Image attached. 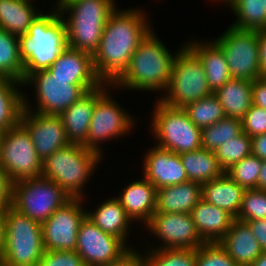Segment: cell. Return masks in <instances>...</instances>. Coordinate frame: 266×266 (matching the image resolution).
Listing matches in <instances>:
<instances>
[{
	"instance_id": "obj_1",
	"label": "cell",
	"mask_w": 266,
	"mask_h": 266,
	"mask_svg": "<svg viewBox=\"0 0 266 266\" xmlns=\"http://www.w3.org/2000/svg\"><path fill=\"white\" fill-rule=\"evenodd\" d=\"M145 14L117 8L110 14L93 54L95 72L103 83L112 85L124 73L140 41L151 30Z\"/></svg>"
},
{
	"instance_id": "obj_2",
	"label": "cell",
	"mask_w": 266,
	"mask_h": 266,
	"mask_svg": "<svg viewBox=\"0 0 266 266\" xmlns=\"http://www.w3.org/2000/svg\"><path fill=\"white\" fill-rule=\"evenodd\" d=\"M175 56L176 53L172 54L150 30L140 41L127 69L112 85L114 88L121 86L132 91L139 89L154 92L162 89L166 92Z\"/></svg>"
},
{
	"instance_id": "obj_3",
	"label": "cell",
	"mask_w": 266,
	"mask_h": 266,
	"mask_svg": "<svg viewBox=\"0 0 266 266\" xmlns=\"http://www.w3.org/2000/svg\"><path fill=\"white\" fill-rule=\"evenodd\" d=\"M63 17L58 9L52 14L40 13L19 37L20 57L24 63V79L38 70L48 69L68 46Z\"/></svg>"
},
{
	"instance_id": "obj_4",
	"label": "cell",
	"mask_w": 266,
	"mask_h": 266,
	"mask_svg": "<svg viewBox=\"0 0 266 266\" xmlns=\"http://www.w3.org/2000/svg\"><path fill=\"white\" fill-rule=\"evenodd\" d=\"M116 9L114 0H76L59 10L67 33V44L76 50L94 54L110 14ZM70 12V13H69Z\"/></svg>"
},
{
	"instance_id": "obj_5",
	"label": "cell",
	"mask_w": 266,
	"mask_h": 266,
	"mask_svg": "<svg viewBox=\"0 0 266 266\" xmlns=\"http://www.w3.org/2000/svg\"><path fill=\"white\" fill-rule=\"evenodd\" d=\"M101 157L83 145L70 143L43 161L42 176L54 181L71 198H84L83 186Z\"/></svg>"
},
{
	"instance_id": "obj_6",
	"label": "cell",
	"mask_w": 266,
	"mask_h": 266,
	"mask_svg": "<svg viewBox=\"0 0 266 266\" xmlns=\"http://www.w3.org/2000/svg\"><path fill=\"white\" fill-rule=\"evenodd\" d=\"M45 252L42 225L12 206L5 214L4 266H37Z\"/></svg>"
},
{
	"instance_id": "obj_7",
	"label": "cell",
	"mask_w": 266,
	"mask_h": 266,
	"mask_svg": "<svg viewBox=\"0 0 266 266\" xmlns=\"http://www.w3.org/2000/svg\"><path fill=\"white\" fill-rule=\"evenodd\" d=\"M22 84L30 86L33 84L36 87L37 104L35 106H38L37 110L33 112L59 115L88 91L94 90L104 83L101 79L52 78L46 69L29 74Z\"/></svg>"
},
{
	"instance_id": "obj_8",
	"label": "cell",
	"mask_w": 266,
	"mask_h": 266,
	"mask_svg": "<svg viewBox=\"0 0 266 266\" xmlns=\"http://www.w3.org/2000/svg\"><path fill=\"white\" fill-rule=\"evenodd\" d=\"M166 91L160 101L175 108H184L213 93L202 61L187 45L176 52Z\"/></svg>"
},
{
	"instance_id": "obj_9",
	"label": "cell",
	"mask_w": 266,
	"mask_h": 266,
	"mask_svg": "<svg viewBox=\"0 0 266 266\" xmlns=\"http://www.w3.org/2000/svg\"><path fill=\"white\" fill-rule=\"evenodd\" d=\"M152 118L151 129L159 147L179 155L202 147L201 129L189 119L183 108L158 100Z\"/></svg>"
},
{
	"instance_id": "obj_10",
	"label": "cell",
	"mask_w": 266,
	"mask_h": 266,
	"mask_svg": "<svg viewBox=\"0 0 266 266\" xmlns=\"http://www.w3.org/2000/svg\"><path fill=\"white\" fill-rule=\"evenodd\" d=\"M70 199L54 181L39 176L13 183L11 206L42 224Z\"/></svg>"
},
{
	"instance_id": "obj_11",
	"label": "cell",
	"mask_w": 266,
	"mask_h": 266,
	"mask_svg": "<svg viewBox=\"0 0 266 266\" xmlns=\"http://www.w3.org/2000/svg\"><path fill=\"white\" fill-rule=\"evenodd\" d=\"M42 163L21 123L0 133V167L13 183L42 176Z\"/></svg>"
},
{
	"instance_id": "obj_12",
	"label": "cell",
	"mask_w": 266,
	"mask_h": 266,
	"mask_svg": "<svg viewBox=\"0 0 266 266\" xmlns=\"http://www.w3.org/2000/svg\"><path fill=\"white\" fill-rule=\"evenodd\" d=\"M115 235L103 232L87 216L77 233L76 252L85 266H116L136 250Z\"/></svg>"
},
{
	"instance_id": "obj_13",
	"label": "cell",
	"mask_w": 266,
	"mask_h": 266,
	"mask_svg": "<svg viewBox=\"0 0 266 266\" xmlns=\"http://www.w3.org/2000/svg\"><path fill=\"white\" fill-rule=\"evenodd\" d=\"M214 42L225 55L231 78L252 82L261 79L258 31L240 30L230 26Z\"/></svg>"
},
{
	"instance_id": "obj_14",
	"label": "cell",
	"mask_w": 266,
	"mask_h": 266,
	"mask_svg": "<svg viewBox=\"0 0 266 266\" xmlns=\"http://www.w3.org/2000/svg\"><path fill=\"white\" fill-rule=\"evenodd\" d=\"M108 93L106 89L95 101L87 141L83 144L86 149L101 156L99 143L113 137L115 139L124 136L134 126V119L130 117L131 115L125 112L124 108H120V105L115 99H111Z\"/></svg>"
},
{
	"instance_id": "obj_15",
	"label": "cell",
	"mask_w": 266,
	"mask_h": 266,
	"mask_svg": "<svg viewBox=\"0 0 266 266\" xmlns=\"http://www.w3.org/2000/svg\"><path fill=\"white\" fill-rule=\"evenodd\" d=\"M83 198H71L58 208L42 225L43 246L48 251H75L77 233L87 216Z\"/></svg>"
},
{
	"instance_id": "obj_16",
	"label": "cell",
	"mask_w": 266,
	"mask_h": 266,
	"mask_svg": "<svg viewBox=\"0 0 266 266\" xmlns=\"http://www.w3.org/2000/svg\"><path fill=\"white\" fill-rule=\"evenodd\" d=\"M151 234L163 241L155 249H198L205 242L199 236L191 213H154L146 224Z\"/></svg>"
},
{
	"instance_id": "obj_17",
	"label": "cell",
	"mask_w": 266,
	"mask_h": 266,
	"mask_svg": "<svg viewBox=\"0 0 266 266\" xmlns=\"http://www.w3.org/2000/svg\"><path fill=\"white\" fill-rule=\"evenodd\" d=\"M27 98L24 96V110L20 123L30 134L34 148L42 162L58 149L64 148L70 142L59 115L31 113Z\"/></svg>"
},
{
	"instance_id": "obj_18",
	"label": "cell",
	"mask_w": 266,
	"mask_h": 266,
	"mask_svg": "<svg viewBox=\"0 0 266 266\" xmlns=\"http://www.w3.org/2000/svg\"><path fill=\"white\" fill-rule=\"evenodd\" d=\"M144 177L156 189L177 185L188 180L180 155L156 145L144 156Z\"/></svg>"
},
{
	"instance_id": "obj_19",
	"label": "cell",
	"mask_w": 266,
	"mask_h": 266,
	"mask_svg": "<svg viewBox=\"0 0 266 266\" xmlns=\"http://www.w3.org/2000/svg\"><path fill=\"white\" fill-rule=\"evenodd\" d=\"M108 85L112 86L104 83L102 86L88 91L78 101L59 114L70 143L83 145L87 141L95 101L105 89H108Z\"/></svg>"
},
{
	"instance_id": "obj_20",
	"label": "cell",
	"mask_w": 266,
	"mask_h": 266,
	"mask_svg": "<svg viewBox=\"0 0 266 266\" xmlns=\"http://www.w3.org/2000/svg\"><path fill=\"white\" fill-rule=\"evenodd\" d=\"M116 197L127 216L132 220H141L145 225L151 219L156 210L157 189L145 177L130 183Z\"/></svg>"
},
{
	"instance_id": "obj_21",
	"label": "cell",
	"mask_w": 266,
	"mask_h": 266,
	"mask_svg": "<svg viewBox=\"0 0 266 266\" xmlns=\"http://www.w3.org/2000/svg\"><path fill=\"white\" fill-rule=\"evenodd\" d=\"M195 228L205 243H217L230 229L235 217L201 199L191 210Z\"/></svg>"
},
{
	"instance_id": "obj_22",
	"label": "cell",
	"mask_w": 266,
	"mask_h": 266,
	"mask_svg": "<svg viewBox=\"0 0 266 266\" xmlns=\"http://www.w3.org/2000/svg\"><path fill=\"white\" fill-rule=\"evenodd\" d=\"M218 243L239 266H250L263 252L248 224L238 219Z\"/></svg>"
},
{
	"instance_id": "obj_23",
	"label": "cell",
	"mask_w": 266,
	"mask_h": 266,
	"mask_svg": "<svg viewBox=\"0 0 266 266\" xmlns=\"http://www.w3.org/2000/svg\"><path fill=\"white\" fill-rule=\"evenodd\" d=\"M201 184L186 181L157 190L155 213H191L202 199Z\"/></svg>"
},
{
	"instance_id": "obj_24",
	"label": "cell",
	"mask_w": 266,
	"mask_h": 266,
	"mask_svg": "<svg viewBox=\"0 0 266 266\" xmlns=\"http://www.w3.org/2000/svg\"><path fill=\"white\" fill-rule=\"evenodd\" d=\"M244 191L243 187L225 173L221 177L202 184L201 198L236 218L241 208Z\"/></svg>"
},
{
	"instance_id": "obj_25",
	"label": "cell",
	"mask_w": 266,
	"mask_h": 266,
	"mask_svg": "<svg viewBox=\"0 0 266 266\" xmlns=\"http://www.w3.org/2000/svg\"><path fill=\"white\" fill-rule=\"evenodd\" d=\"M47 70L52 78L100 79L95 72L93 55L68 46Z\"/></svg>"
},
{
	"instance_id": "obj_26",
	"label": "cell",
	"mask_w": 266,
	"mask_h": 266,
	"mask_svg": "<svg viewBox=\"0 0 266 266\" xmlns=\"http://www.w3.org/2000/svg\"><path fill=\"white\" fill-rule=\"evenodd\" d=\"M187 43L186 45L202 61L210 90L214 93L231 79L229 67L221 48L214 42Z\"/></svg>"
},
{
	"instance_id": "obj_27",
	"label": "cell",
	"mask_w": 266,
	"mask_h": 266,
	"mask_svg": "<svg viewBox=\"0 0 266 266\" xmlns=\"http://www.w3.org/2000/svg\"><path fill=\"white\" fill-rule=\"evenodd\" d=\"M252 81L231 78L213 94L225 116L241 120L252 105Z\"/></svg>"
},
{
	"instance_id": "obj_28",
	"label": "cell",
	"mask_w": 266,
	"mask_h": 266,
	"mask_svg": "<svg viewBox=\"0 0 266 266\" xmlns=\"http://www.w3.org/2000/svg\"><path fill=\"white\" fill-rule=\"evenodd\" d=\"M87 217L103 232L126 241V237L129 235V224L130 221L132 223V220L127 216L125 209L116 197L103 202L94 212L87 211Z\"/></svg>"
},
{
	"instance_id": "obj_29",
	"label": "cell",
	"mask_w": 266,
	"mask_h": 266,
	"mask_svg": "<svg viewBox=\"0 0 266 266\" xmlns=\"http://www.w3.org/2000/svg\"><path fill=\"white\" fill-rule=\"evenodd\" d=\"M180 159L188 180L198 182L201 185L226 173L214 152L202 147L192 152L180 154Z\"/></svg>"
},
{
	"instance_id": "obj_30",
	"label": "cell",
	"mask_w": 266,
	"mask_h": 266,
	"mask_svg": "<svg viewBox=\"0 0 266 266\" xmlns=\"http://www.w3.org/2000/svg\"><path fill=\"white\" fill-rule=\"evenodd\" d=\"M40 13L30 0H0V28L20 37Z\"/></svg>"
},
{
	"instance_id": "obj_31",
	"label": "cell",
	"mask_w": 266,
	"mask_h": 266,
	"mask_svg": "<svg viewBox=\"0 0 266 266\" xmlns=\"http://www.w3.org/2000/svg\"><path fill=\"white\" fill-rule=\"evenodd\" d=\"M18 83L23 86L16 80L0 78V133L20 123L24 110V95L15 88L19 86Z\"/></svg>"
},
{
	"instance_id": "obj_32",
	"label": "cell",
	"mask_w": 266,
	"mask_h": 266,
	"mask_svg": "<svg viewBox=\"0 0 266 266\" xmlns=\"http://www.w3.org/2000/svg\"><path fill=\"white\" fill-rule=\"evenodd\" d=\"M233 10L237 21L231 26L240 30L266 29V0H222Z\"/></svg>"
},
{
	"instance_id": "obj_33",
	"label": "cell",
	"mask_w": 266,
	"mask_h": 266,
	"mask_svg": "<svg viewBox=\"0 0 266 266\" xmlns=\"http://www.w3.org/2000/svg\"><path fill=\"white\" fill-rule=\"evenodd\" d=\"M0 78L23 83L24 63L20 57L19 37L0 28Z\"/></svg>"
},
{
	"instance_id": "obj_34",
	"label": "cell",
	"mask_w": 266,
	"mask_h": 266,
	"mask_svg": "<svg viewBox=\"0 0 266 266\" xmlns=\"http://www.w3.org/2000/svg\"><path fill=\"white\" fill-rule=\"evenodd\" d=\"M242 132L241 120L225 117L217 123L201 129L202 148L214 152L224 142L233 139Z\"/></svg>"
},
{
	"instance_id": "obj_35",
	"label": "cell",
	"mask_w": 266,
	"mask_h": 266,
	"mask_svg": "<svg viewBox=\"0 0 266 266\" xmlns=\"http://www.w3.org/2000/svg\"><path fill=\"white\" fill-rule=\"evenodd\" d=\"M183 109L189 119L200 129L211 126L226 117L220 101L213 93L186 105Z\"/></svg>"
},
{
	"instance_id": "obj_36",
	"label": "cell",
	"mask_w": 266,
	"mask_h": 266,
	"mask_svg": "<svg viewBox=\"0 0 266 266\" xmlns=\"http://www.w3.org/2000/svg\"><path fill=\"white\" fill-rule=\"evenodd\" d=\"M139 257L144 266H196V249H150Z\"/></svg>"
},
{
	"instance_id": "obj_37",
	"label": "cell",
	"mask_w": 266,
	"mask_h": 266,
	"mask_svg": "<svg viewBox=\"0 0 266 266\" xmlns=\"http://www.w3.org/2000/svg\"><path fill=\"white\" fill-rule=\"evenodd\" d=\"M220 165L225 172L244 157L252 154L251 137L242 132L227 142H224L214 151Z\"/></svg>"
},
{
	"instance_id": "obj_38",
	"label": "cell",
	"mask_w": 266,
	"mask_h": 266,
	"mask_svg": "<svg viewBox=\"0 0 266 266\" xmlns=\"http://www.w3.org/2000/svg\"><path fill=\"white\" fill-rule=\"evenodd\" d=\"M262 163L263 160L251 154L234 164L226 174L244 189H258Z\"/></svg>"
},
{
	"instance_id": "obj_39",
	"label": "cell",
	"mask_w": 266,
	"mask_h": 266,
	"mask_svg": "<svg viewBox=\"0 0 266 266\" xmlns=\"http://www.w3.org/2000/svg\"><path fill=\"white\" fill-rule=\"evenodd\" d=\"M235 219L242 222L266 219V190L245 189L241 208Z\"/></svg>"
},
{
	"instance_id": "obj_40",
	"label": "cell",
	"mask_w": 266,
	"mask_h": 266,
	"mask_svg": "<svg viewBox=\"0 0 266 266\" xmlns=\"http://www.w3.org/2000/svg\"><path fill=\"white\" fill-rule=\"evenodd\" d=\"M196 266H239L217 242L196 249Z\"/></svg>"
},
{
	"instance_id": "obj_41",
	"label": "cell",
	"mask_w": 266,
	"mask_h": 266,
	"mask_svg": "<svg viewBox=\"0 0 266 266\" xmlns=\"http://www.w3.org/2000/svg\"><path fill=\"white\" fill-rule=\"evenodd\" d=\"M241 123L243 132L251 138L266 133V110L252 104Z\"/></svg>"
},
{
	"instance_id": "obj_42",
	"label": "cell",
	"mask_w": 266,
	"mask_h": 266,
	"mask_svg": "<svg viewBox=\"0 0 266 266\" xmlns=\"http://www.w3.org/2000/svg\"><path fill=\"white\" fill-rule=\"evenodd\" d=\"M37 266H85L76 251L45 250Z\"/></svg>"
},
{
	"instance_id": "obj_43",
	"label": "cell",
	"mask_w": 266,
	"mask_h": 266,
	"mask_svg": "<svg viewBox=\"0 0 266 266\" xmlns=\"http://www.w3.org/2000/svg\"><path fill=\"white\" fill-rule=\"evenodd\" d=\"M13 182L8 174L0 167V209L12 205Z\"/></svg>"
},
{
	"instance_id": "obj_44",
	"label": "cell",
	"mask_w": 266,
	"mask_h": 266,
	"mask_svg": "<svg viewBox=\"0 0 266 266\" xmlns=\"http://www.w3.org/2000/svg\"><path fill=\"white\" fill-rule=\"evenodd\" d=\"M252 104L266 110V81L263 78L253 81Z\"/></svg>"
},
{
	"instance_id": "obj_45",
	"label": "cell",
	"mask_w": 266,
	"mask_h": 266,
	"mask_svg": "<svg viewBox=\"0 0 266 266\" xmlns=\"http://www.w3.org/2000/svg\"><path fill=\"white\" fill-rule=\"evenodd\" d=\"M252 233L256 237L261 250L266 252V219L246 221Z\"/></svg>"
},
{
	"instance_id": "obj_46",
	"label": "cell",
	"mask_w": 266,
	"mask_h": 266,
	"mask_svg": "<svg viewBox=\"0 0 266 266\" xmlns=\"http://www.w3.org/2000/svg\"><path fill=\"white\" fill-rule=\"evenodd\" d=\"M259 70L261 78L266 75V29L258 31Z\"/></svg>"
},
{
	"instance_id": "obj_47",
	"label": "cell",
	"mask_w": 266,
	"mask_h": 266,
	"mask_svg": "<svg viewBox=\"0 0 266 266\" xmlns=\"http://www.w3.org/2000/svg\"><path fill=\"white\" fill-rule=\"evenodd\" d=\"M252 155L261 160H266V133L251 138Z\"/></svg>"
},
{
	"instance_id": "obj_48",
	"label": "cell",
	"mask_w": 266,
	"mask_h": 266,
	"mask_svg": "<svg viewBox=\"0 0 266 266\" xmlns=\"http://www.w3.org/2000/svg\"><path fill=\"white\" fill-rule=\"evenodd\" d=\"M5 214L6 209H0V254L5 242Z\"/></svg>"
},
{
	"instance_id": "obj_49",
	"label": "cell",
	"mask_w": 266,
	"mask_h": 266,
	"mask_svg": "<svg viewBox=\"0 0 266 266\" xmlns=\"http://www.w3.org/2000/svg\"><path fill=\"white\" fill-rule=\"evenodd\" d=\"M116 266H144L139 257V253L134 252L129 258H127L123 263Z\"/></svg>"
},
{
	"instance_id": "obj_50",
	"label": "cell",
	"mask_w": 266,
	"mask_h": 266,
	"mask_svg": "<svg viewBox=\"0 0 266 266\" xmlns=\"http://www.w3.org/2000/svg\"><path fill=\"white\" fill-rule=\"evenodd\" d=\"M258 189L266 190V160L263 161L258 177Z\"/></svg>"
},
{
	"instance_id": "obj_51",
	"label": "cell",
	"mask_w": 266,
	"mask_h": 266,
	"mask_svg": "<svg viewBox=\"0 0 266 266\" xmlns=\"http://www.w3.org/2000/svg\"><path fill=\"white\" fill-rule=\"evenodd\" d=\"M250 266H266V252H262Z\"/></svg>"
},
{
	"instance_id": "obj_52",
	"label": "cell",
	"mask_w": 266,
	"mask_h": 266,
	"mask_svg": "<svg viewBox=\"0 0 266 266\" xmlns=\"http://www.w3.org/2000/svg\"><path fill=\"white\" fill-rule=\"evenodd\" d=\"M74 1H76V0H57L56 2V4H57V6L55 7V9H58V10H60L62 7H64L65 5H67V4H70V3H72V2H74Z\"/></svg>"
},
{
	"instance_id": "obj_53",
	"label": "cell",
	"mask_w": 266,
	"mask_h": 266,
	"mask_svg": "<svg viewBox=\"0 0 266 266\" xmlns=\"http://www.w3.org/2000/svg\"><path fill=\"white\" fill-rule=\"evenodd\" d=\"M0 266H4L3 262L1 261V258H0Z\"/></svg>"
}]
</instances>
